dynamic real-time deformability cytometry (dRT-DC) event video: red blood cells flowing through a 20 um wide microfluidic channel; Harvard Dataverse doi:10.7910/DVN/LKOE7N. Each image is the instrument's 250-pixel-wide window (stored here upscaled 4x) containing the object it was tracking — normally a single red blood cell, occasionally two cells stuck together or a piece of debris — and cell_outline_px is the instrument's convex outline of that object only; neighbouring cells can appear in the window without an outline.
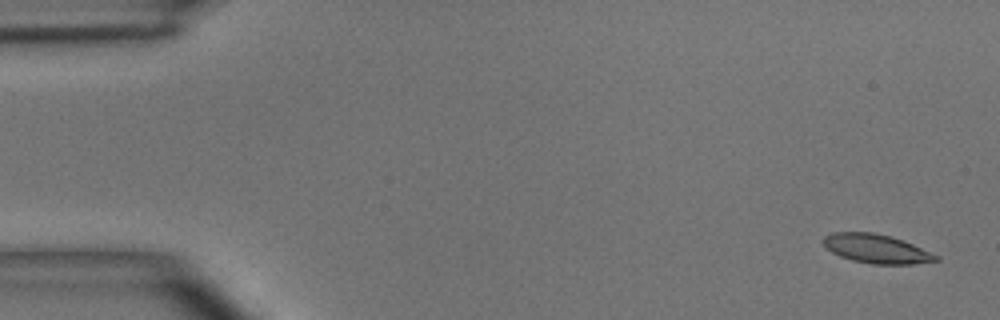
{"species": "common noctule bat (a hibernating species)", "species_latin": "Nyctalus noctula", "temperature_condition": "room temperature", "stored_images_in_passage": 8, "camera_frame_rate_fps": 3000, "um_per_image_px": 0.085, "animal": {"sex": "male", "body_mass_g": 15.6}, "frame": {"image": 1, "passage_image": 1, "time_ms": 0.0, "image_size_px": [1000, 320], "cell_outline_px": [[940, 260], [912, 264], [872, 264], [852, 260], [840, 256], [832, 252], [820, 240], [824, 236], [832, 232], [872, 232], [892, 236], [912, 244], [940, 256]], "centroid_in_image_um": [74.48, 21.14], "position_along_channel_um": 10.5, "area_um2": 19.02}}
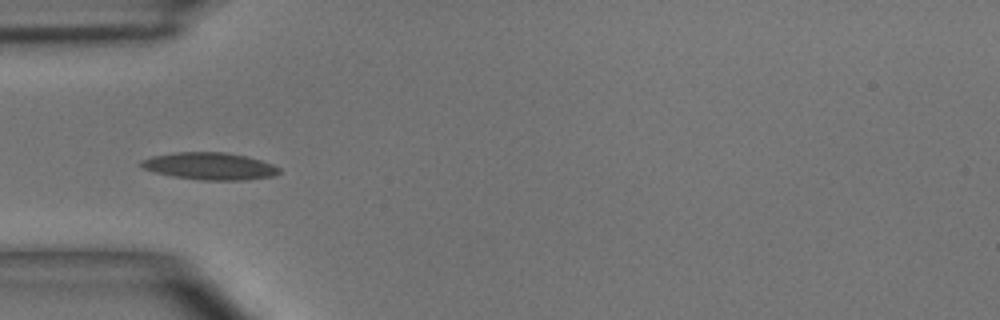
{"frame": {"image": 2, "passage_image": 5, "time_ms": 4.667, "image_size_px": [1000, 320], "cell_outline_px": [[280, 172], [272, 176], [244, 180], [200, 180], [172, 176], [156, 172], [144, 168], [140, 164], [140, 160], [152, 156], [176, 152], [228, 152], [260, 160], [272, 164], [280, 168]], "centroid_in_image_um": [17.82, 14.12], "position_along_channel_um": 67.2, "area_um2": 21.73}}
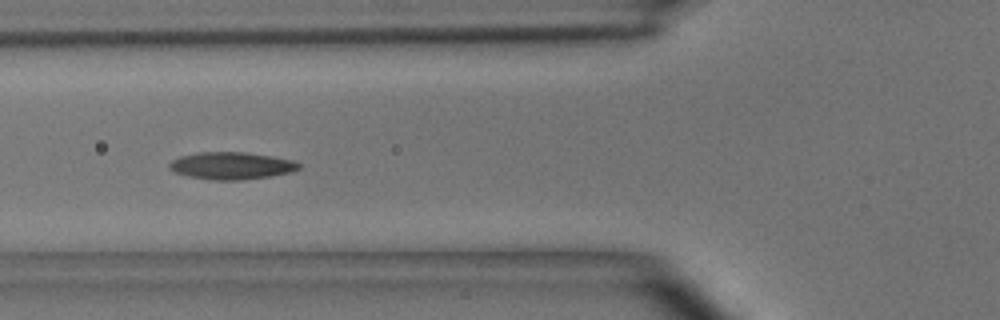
{"frame": {"image": 3, "passage_image": 6, "time_ms": 5.667, "image_size_px": [1000, 320], "cell_outline_px": [[300, 168], [292, 172], [272, 176], [240, 180], [212, 180], [188, 176], [172, 172], [168, 168], [168, 164], [172, 160], [180, 156], [200, 152], [244, 152], [292, 160], [300, 164]], "centroid_in_image_um": [19.63, 14.09], "position_along_channel_um": 106.2, "area_um2": 20.58}}